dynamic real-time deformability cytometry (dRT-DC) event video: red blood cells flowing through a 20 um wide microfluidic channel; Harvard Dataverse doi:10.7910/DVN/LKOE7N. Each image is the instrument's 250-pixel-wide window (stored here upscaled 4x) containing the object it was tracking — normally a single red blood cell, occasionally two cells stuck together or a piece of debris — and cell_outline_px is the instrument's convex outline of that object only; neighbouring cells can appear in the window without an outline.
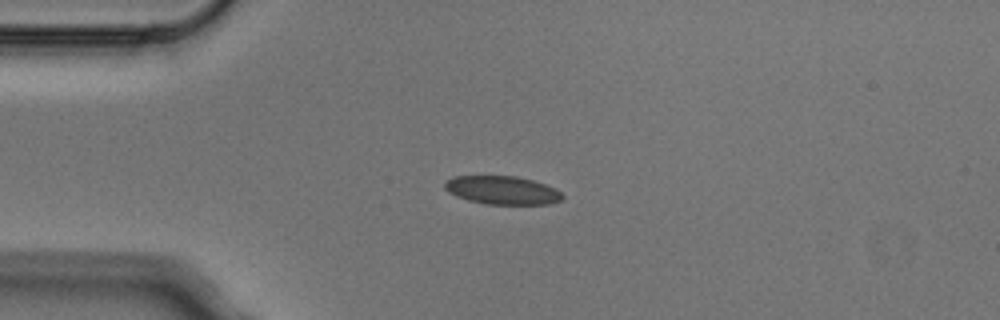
{"species": "Egyptian fruit bat (a non-hibernating species)", "species_latin": "Rousettus aegyptiacus", "temperature_condition": "cold", "stored_images_in_passage": 5, "camera_frame_rate_fps": 3000, "um_per_image_px": 0.085, "animal": {"sex": "male"}, "frame": {"image": 1, "passage_image": 3, "time_ms": 0.667, "image_size_px": [1000, 320], "cell_outline_px": [[564, 200], [548, 204], [488, 204], [468, 200], [456, 196], [448, 192], [444, 188], [444, 184], [452, 176], [516, 176], [532, 180], [556, 188], [564, 196]], "centroid_in_image_um": [42.71, 16.17], "position_along_channel_um": 42.3, "area_um2": 19.48}}
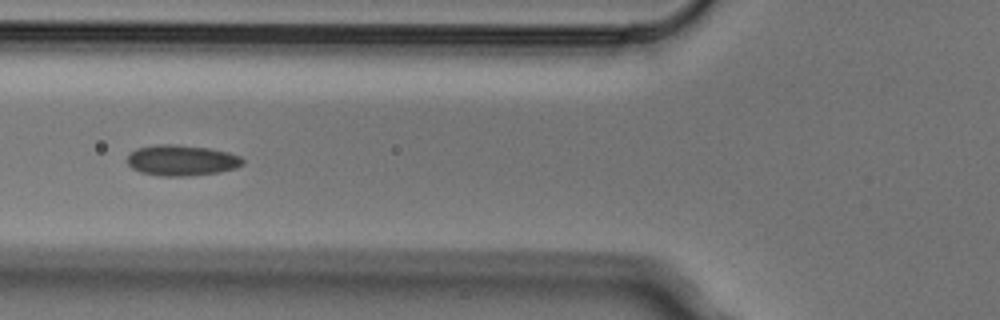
{"frame": {"image": 2, "passage_image": 5, "time_ms": 1.333, "image_size_px": [1000, 320], "cell_outline_px": [[244, 164], [236, 168], [220, 172], [188, 176], [160, 176], [140, 172], [132, 168], [128, 164], [128, 156], [136, 148], [156, 144], [176, 144], [208, 148], [228, 152], [240, 156], [244, 160]], "centroid_in_image_um": [15.45, 13.63], "position_along_channel_um": 110.3, "area_um2": 20.81}}